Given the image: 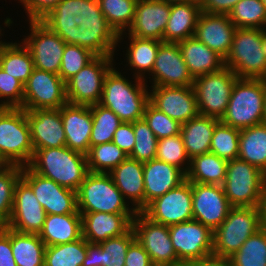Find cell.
Listing matches in <instances>:
<instances>
[{"mask_svg": "<svg viewBox=\"0 0 266 266\" xmlns=\"http://www.w3.org/2000/svg\"><path fill=\"white\" fill-rule=\"evenodd\" d=\"M113 56H96L66 84L67 102L71 104L93 105L100 102L104 80L113 68Z\"/></svg>", "mask_w": 266, "mask_h": 266, "instance_id": "11", "label": "cell"}, {"mask_svg": "<svg viewBox=\"0 0 266 266\" xmlns=\"http://www.w3.org/2000/svg\"><path fill=\"white\" fill-rule=\"evenodd\" d=\"M237 79V75L227 67L194 78L193 88L199 114L220 120L225 114L232 88Z\"/></svg>", "mask_w": 266, "mask_h": 266, "instance_id": "10", "label": "cell"}, {"mask_svg": "<svg viewBox=\"0 0 266 266\" xmlns=\"http://www.w3.org/2000/svg\"><path fill=\"white\" fill-rule=\"evenodd\" d=\"M0 266H17L11 248V229H0Z\"/></svg>", "mask_w": 266, "mask_h": 266, "instance_id": "55", "label": "cell"}, {"mask_svg": "<svg viewBox=\"0 0 266 266\" xmlns=\"http://www.w3.org/2000/svg\"><path fill=\"white\" fill-rule=\"evenodd\" d=\"M135 240L133 229L127 233L109 238L100 244V266H125L129 245Z\"/></svg>", "mask_w": 266, "mask_h": 266, "instance_id": "48", "label": "cell"}, {"mask_svg": "<svg viewBox=\"0 0 266 266\" xmlns=\"http://www.w3.org/2000/svg\"><path fill=\"white\" fill-rule=\"evenodd\" d=\"M109 25L119 35L120 42L126 28L132 24L138 0H97Z\"/></svg>", "mask_w": 266, "mask_h": 266, "instance_id": "38", "label": "cell"}, {"mask_svg": "<svg viewBox=\"0 0 266 266\" xmlns=\"http://www.w3.org/2000/svg\"><path fill=\"white\" fill-rule=\"evenodd\" d=\"M263 123L266 124V90H265V100H264Z\"/></svg>", "mask_w": 266, "mask_h": 266, "instance_id": "62", "label": "cell"}, {"mask_svg": "<svg viewBox=\"0 0 266 266\" xmlns=\"http://www.w3.org/2000/svg\"><path fill=\"white\" fill-rule=\"evenodd\" d=\"M228 16L237 28L266 27V6L262 0H240Z\"/></svg>", "mask_w": 266, "mask_h": 266, "instance_id": "44", "label": "cell"}, {"mask_svg": "<svg viewBox=\"0 0 266 266\" xmlns=\"http://www.w3.org/2000/svg\"><path fill=\"white\" fill-rule=\"evenodd\" d=\"M237 27L226 14L201 12L194 36L224 59L228 56Z\"/></svg>", "mask_w": 266, "mask_h": 266, "instance_id": "24", "label": "cell"}, {"mask_svg": "<svg viewBox=\"0 0 266 266\" xmlns=\"http://www.w3.org/2000/svg\"><path fill=\"white\" fill-rule=\"evenodd\" d=\"M182 266H231L229 259L210 255L203 259L192 260Z\"/></svg>", "mask_w": 266, "mask_h": 266, "instance_id": "57", "label": "cell"}, {"mask_svg": "<svg viewBox=\"0 0 266 266\" xmlns=\"http://www.w3.org/2000/svg\"><path fill=\"white\" fill-rule=\"evenodd\" d=\"M46 216L47 213L32 188L21 178L15 187L13 208L7 227L20 233L39 234Z\"/></svg>", "mask_w": 266, "mask_h": 266, "instance_id": "19", "label": "cell"}, {"mask_svg": "<svg viewBox=\"0 0 266 266\" xmlns=\"http://www.w3.org/2000/svg\"><path fill=\"white\" fill-rule=\"evenodd\" d=\"M82 237L89 243H101L127 233L132 228L136 214H115L105 212L80 213Z\"/></svg>", "mask_w": 266, "mask_h": 266, "instance_id": "26", "label": "cell"}, {"mask_svg": "<svg viewBox=\"0 0 266 266\" xmlns=\"http://www.w3.org/2000/svg\"><path fill=\"white\" fill-rule=\"evenodd\" d=\"M265 90L266 79L238 78L220 121L237 129L262 124Z\"/></svg>", "mask_w": 266, "mask_h": 266, "instance_id": "4", "label": "cell"}, {"mask_svg": "<svg viewBox=\"0 0 266 266\" xmlns=\"http://www.w3.org/2000/svg\"><path fill=\"white\" fill-rule=\"evenodd\" d=\"M40 21L66 44L86 48L96 56H114L119 35L97 0H60Z\"/></svg>", "mask_w": 266, "mask_h": 266, "instance_id": "1", "label": "cell"}, {"mask_svg": "<svg viewBox=\"0 0 266 266\" xmlns=\"http://www.w3.org/2000/svg\"><path fill=\"white\" fill-rule=\"evenodd\" d=\"M262 53L266 54V28L260 31Z\"/></svg>", "mask_w": 266, "mask_h": 266, "instance_id": "60", "label": "cell"}, {"mask_svg": "<svg viewBox=\"0 0 266 266\" xmlns=\"http://www.w3.org/2000/svg\"><path fill=\"white\" fill-rule=\"evenodd\" d=\"M27 166L39 175L74 191L78 190L89 173L87 156L66 146L34 150Z\"/></svg>", "mask_w": 266, "mask_h": 266, "instance_id": "2", "label": "cell"}, {"mask_svg": "<svg viewBox=\"0 0 266 266\" xmlns=\"http://www.w3.org/2000/svg\"><path fill=\"white\" fill-rule=\"evenodd\" d=\"M61 118L66 137V147L87 155L93 125L89 105L66 103L61 107Z\"/></svg>", "mask_w": 266, "mask_h": 266, "instance_id": "25", "label": "cell"}, {"mask_svg": "<svg viewBox=\"0 0 266 266\" xmlns=\"http://www.w3.org/2000/svg\"><path fill=\"white\" fill-rule=\"evenodd\" d=\"M112 142L129 156L135 144L133 123L122 122L114 132Z\"/></svg>", "mask_w": 266, "mask_h": 266, "instance_id": "53", "label": "cell"}, {"mask_svg": "<svg viewBox=\"0 0 266 266\" xmlns=\"http://www.w3.org/2000/svg\"><path fill=\"white\" fill-rule=\"evenodd\" d=\"M125 266H155L149 254L135 239L130 245L125 257Z\"/></svg>", "mask_w": 266, "mask_h": 266, "instance_id": "54", "label": "cell"}, {"mask_svg": "<svg viewBox=\"0 0 266 266\" xmlns=\"http://www.w3.org/2000/svg\"><path fill=\"white\" fill-rule=\"evenodd\" d=\"M219 121L217 118L199 114L182 124L180 135L190 159L210 152L214 128Z\"/></svg>", "mask_w": 266, "mask_h": 266, "instance_id": "32", "label": "cell"}, {"mask_svg": "<svg viewBox=\"0 0 266 266\" xmlns=\"http://www.w3.org/2000/svg\"><path fill=\"white\" fill-rule=\"evenodd\" d=\"M27 11L29 21H40L60 0H19Z\"/></svg>", "mask_w": 266, "mask_h": 266, "instance_id": "52", "label": "cell"}, {"mask_svg": "<svg viewBox=\"0 0 266 266\" xmlns=\"http://www.w3.org/2000/svg\"><path fill=\"white\" fill-rule=\"evenodd\" d=\"M90 108L93 118L90 147L112 142L114 132L122 121L112 110L99 103L90 105Z\"/></svg>", "mask_w": 266, "mask_h": 266, "instance_id": "40", "label": "cell"}, {"mask_svg": "<svg viewBox=\"0 0 266 266\" xmlns=\"http://www.w3.org/2000/svg\"><path fill=\"white\" fill-rule=\"evenodd\" d=\"M178 45L193 78L217 72L225 67V59L195 36L178 42Z\"/></svg>", "mask_w": 266, "mask_h": 266, "instance_id": "29", "label": "cell"}, {"mask_svg": "<svg viewBox=\"0 0 266 266\" xmlns=\"http://www.w3.org/2000/svg\"><path fill=\"white\" fill-rule=\"evenodd\" d=\"M130 45L126 53L128 64L135 70L136 78L146 80L144 77L153 70L156 54L163 41L155 39H141L134 36H128ZM137 71V72H136ZM144 71V72H143ZM149 72V73H148Z\"/></svg>", "mask_w": 266, "mask_h": 266, "instance_id": "37", "label": "cell"}, {"mask_svg": "<svg viewBox=\"0 0 266 266\" xmlns=\"http://www.w3.org/2000/svg\"><path fill=\"white\" fill-rule=\"evenodd\" d=\"M238 158L266 174V124L240 129Z\"/></svg>", "mask_w": 266, "mask_h": 266, "instance_id": "34", "label": "cell"}, {"mask_svg": "<svg viewBox=\"0 0 266 266\" xmlns=\"http://www.w3.org/2000/svg\"><path fill=\"white\" fill-rule=\"evenodd\" d=\"M67 103L66 84L54 73L34 68L24 84L22 109H60Z\"/></svg>", "mask_w": 266, "mask_h": 266, "instance_id": "13", "label": "cell"}, {"mask_svg": "<svg viewBox=\"0 0 266 266\" xmlns=\"http://www.w3.org/2000/svg\"><path fill=\"white\" fill-rule=\"evenodd\" d=\"M143 119L158 139L180 134L182 124L159 111L150 102L146 105Z\"/></svg>", "mask_w": 266, "mask_h": 266, "instance_id": "50", "label": "cell"}, {"mask_svg": "<svg viewBox=\"0 0 266 266\" xmlns=\"http://www.w3.org/2000/svg\"><path fill=\"white\" fill-rule=\"evenodd\" d=\"M135 144L132 153L128 156L131 159L142 163L155 159L158 138L148 127L144 119L133 122Z\"/></svg>", "mask_w": 266, "mask_h": 266, "instance_id": "46", "label": "cell"}, {"mask_svg": "<svg viewBox=\"0 0 266 266\" xmlns=\"http://www.w3.org/2000/svg\"><path fill=\"white\" fill-rule=\"evenodd\" d=\"M169 4H174V3H185V2H190V1H199V0H160Z\"/></svg>", "mask_w": 266, "mask_h": 266, "instance_id": "61", "label": "cell"}, {"mask_svg": "<svg viewBox=\"0 0 266 266\" xmlns=\"http://www.w3.org/2000/svg\"><path fill=\"white\" fill-rule=\"evenodd\" d=\"M95 57L96 55L86 48L66 44L61 60L59 76L66 82Z\"/></svg>", "mask_w": 266, "mask_h": 266, "instance_id": "49", "label": "cell"}, {"mask_svg": "<svg viewBox=\"0 0 266 266\" xmlns=\"http://www.w3.org/2000/svg\"><path fill=\"white\" fill-rule=\"evenodd\" d=\"M135 239L147 251L155 266H182L172 246L169 228L137 212L132 220Z\"/></svg>", "mask_w": 266, "mask_h": 266, "instance_id": "12", "label": "cell"}, {"mask_svg": "<svg viewBox=\"0 0 266 266\" xmlns=\"http://www.w3.org/2000/svg\"><path fill=\"white\" fill-rule=\"evenodd\" d=\"M34 150L66 146L60 109L26 110Z\"/></svg>", "mask_w": 266, "mask_h": 266, "instance_id": "23", "label": "cell"}, {"mask_svg": "<svg viewBox=\"0 0 266 266\" xmlns=\"http://www.w3.org/2000/svg\"><path fill=\"white\" fill-rule=\"evenodd\" d=\"M155 159L174 165L185 174H187L190 167V158L186 153L180 134L158 139Z\"/></svg>", "mask_w": 266, "mask_h": 266, "instance_id": "47", "label": "cell"}, {"mask_svg": "<svg viewBox=\"0 0 266 266\" xmlns=\"http://www.w3.org/2000/svg\"><path fill=\"white\" fill-rule=\"evenodd\" d=\"M0 67L25 84L34 70V62L23 42L19 44L2 41L0 43Z\"/></svg>", "mask_w": 266, "mask_h": 266, "instance_id": "35", "label": "cell"}, {"mask_svg": "<svg viewBox=\"0 0 266 266\" xmlns=\"http://www.w3.org/2000/svg\"><path fill=\"white\" fill-rule=\"evenodd\" d=\"M8 164L0 156V168L7 166Z\"/></svg>", "mask_w": 266, "mask_h": 266, "instance_id": "63", "label": "cell"}, {"mask_svg": "<svg viewBox=\"0 0 266 266\" xmlns=\"http://www.w3.org/2000/svg\"><path fill=\"white\" fill-rule=\"evenodd\" d=\"M240 129L219 121L211 139L210 152L221 159L231 161L238 158Z\"/></svg>", "mask_w": 266, "mask_h": 266, "instance_id": "45", "label": "cell"}, {"mask_svg": "<svg viewBox=\"0 0 266 266\" xmlns=\"http://www.w3.org/2000/svg\"><path fill=\"white\" fill-rule=\"evenodd\" d=\"M240 0H199L201 12L228 15Z\"/></svg>", "mask_w": 266, "mask_h": 266, "instance_id": "56", "label": "cell"}, {"mask_svg": "<svg viewBox=\"0 0 266 266\" xmlns=\"http://www.w3.org/2000/svg\"><path fill=\"white\" fill-rule=\"evenodd\" d=\"M22 179L32 188L47 215L79 213L76 191L39 175L28 166L22 167Z\"/></svg>", "mask_w": 266, "mask_h": 266, "instance_id": "17", "label": "cell"}, {"mask_svg": "<svg viewBox=\"0 0 266 266\" xmlns=\"http://www.w3.org/2000/svg\"><path fill=\"white\" fill-rule=\"evenodd\" d=\"M262 2L264 3V5L266 6V0H262Z\"/></svg>", "mask_w": 266, "mask_h": 266, "instance_id": "64", "label": "cell"}, {"mask_svg": "<svg viewBox=\"0 0 266 266\" xmlns=\"http://www.w3.org/2000/svg\"><path fill=\"white\" fill-rule=\"evenodd\" d=\"M149 102L159 111L181 124L199 115L196 94L192 87L151 86Z\"/></svg>", "mask_w": 266, "mask_h": 266, "instance_id": "20", "label": "cell"}, {"mask_svg": "<svg viewBox=\"0 0 266 266\" xmlns=\"http://www.w3.org/2000/svg\"><path fill=\"white\" fill-rule=\"evenodd\" d=\"M229 261L231 266H266V230L250 236Z\"/></svg>", "mask_w": 266, "mask_h": 266, "instance_id": "42", "label": "cell"}, {"mask_svg": "<svg viewBox=\"0 0 266 266\" xmlns=\"http://www.w3.org/2000/svg\"><path fill=\"white\" fill-rule=\"evenodd\" d=\"M135 78V84L112 68L105 77L100 105L112 110L122 122L133 123L143 119L149 92L144 80Z\"/></svg>", "mask_w": 266, "mask_h": 266, "instance_id": "3", "label": "cell"}, {"mask_svg": "<svg viewBox=\"0 0 266 266\" xmlns=\"http://www.w3.org/2000/svg\"><path fill=\"white\" fill-rule=\"evenodd\" d=\"M142 212L152 221L166 226L193 220L192 183L186 179L155 198Z\"/></svg>", "mask_w": 266, "mask_h": 266, "instance_id": "15", "label": "cell"}, {"mask_svg": "<svg viewBox=\"0 0 266 266\" xmlns=\"http://www.w3.org/2000/svg\"><path fill=\"white\" fill-rule=\"evenodd\" d=\"M22 178V166L0 168V229L7 226L13 208L15 187Z\"/></svg>", "mask_w": 266, "mask_h": 266, "instance_id": "43", "label": "cell"}, {"mask_svg": "<svg viewBox=\"0 0 266 266\" xmlns=\"http://www.w3.org/2000/svg\"><path fill=\"white\" fill-rule=\"evenodd\" d=\"M109 175L125 200L132 201L133 209L142 212L145 209L143 163L127 157Z\"/></svg>", "mask_w": 266, "mask_h": 266, "instance_id": "28", "label": "cell"}, {"mask_svg": "<svg viewBox=\"0 0 266 266\" xmlns=\"http://www.w3.org/2000/svg\"><path fill=\"white\" fill-rule=\"evenodd\" d=\"M170 16V4L160 0H138L129 36L163 41Z\"/></svg>", "mask_w": 266, "mask_h": 266, "instance_id": "22", "label": "cell"}, {"mask_svg": "<svg viewBox=\"0 0 266 266\" xmlns=\"http://www.w3.org/2000/svg\"><path fill=\"white\" fill-rule=\"evenodd\" d=\"M172 246L184 264L206 258L213 253V231L196 220L168 226Z\"/></svg>", "mask_w": 266, "mask_h": 266, "instance_id": "14", "label": "cell"}, {"mask_svg": "<svg viewBox=\"0 0 266 266\" xmlns=\"http://www.w3.org/2000/svg\"><path fill=\"white\" fill-rule=\"evenodd\" d=\"M200 13L199 1L170 4V16L163 42L178 43L194 36Z\"/></svg>", "mask_w": 266, "mask_h": 266, "instance_id": "30", "label": "cell"}, {"mask_svg": "<svg viewBox=\"0 0 266 266\" xmlns=\"http://www.w3.org/2000/svg\"><path fill=\"white\" fill-rule=\"evenodd\" d=\"M145 208L155 198L176 188L186 180V174L178 167L157 159L143 163Z\"/></svg>", "mask_w": 266, "mask_h": 266, "instance_id": "27", "label": "cell"}, {"mask_svg": "<svg viewBox=\"0 0 266 266\" xmlns=\"http://www.w3.org/2000/svg\"><path fill=\"white\" fill-rule=\"evenodd\" d=\"M192 208L193 220L214 231L226 219L232 206L222 186L192 183Z\"/></svg>", "mask_w": 266, "mask_h": 266, "instance_id": "18", "label": "cell"}, {"mask_svg": "<svg viewBox=\"0 0 266 266\" xmlns=\"http://www.w3.org/2000/svg\"><path fill=\"white\" fill-rule=\"evenodd\" d=\"M11 248L17 266H44L46 246L39 234L11 229Z\"/></svg>", "mask_w": 266, "mask_h": 266, "instance_id": "36", "label": "cell"}, {"mask_svg": "<svg viewBox=\"0 0 266 266\" xmlns=\"http://www.w3.org/2000/svg\"><path fill=\"white\" fill-rule=\"evenodd\" d=\"M23 96L24 84L0 67V107L22 108Z\"/></svg>", "mask_w": 266, "mask_h": 266, "instance_id": "51", "label": "cell"}, {"mask_svg": "<svg viewBox=\"0 0 266 266\" xmlns=\"http://www.w3.org/2000/svg\"><path fill=\"white\" fill-rule=\"evenodd\" d=\"M86 251L82 266H100V244L86 241Z\"/></svg>", "mask_w": 266, "mask_h": 266, "instance_id": "58", "label": "cell"}, {"mask_svg": "<svg viewBox=\"0 0 266 266\" xmlns=\"http://www.w3.org/2000/svg\"><path fill=\"white\" fill-rule=\"evenodd\" d=\"M266 174L239 158L228 161L222 184L232 207H259Z\"/></svg>", "mask_w": 266, "mask_h": 266, "instance_id": "8", "label": "cell"}, {"mask_svg": "<svg viewBox=\"0 0 266 266\" xmlns=\"http://www.w3.org/2000/svg\"><path fill=\"white\" fill-rule=\"evenodd\" d=\"M150 75L154 82L152 86L192 87L194 82L178 43L163 42L159 46Z\"/></svg>", "mask_w": 266, "mask_h": 266, "instance_id": "21", "label": "cell"}, {"mask_svg": "<svg viewBox=\"0 0 266 266\" xmlns=\"http://www.w3.org/2000/svg\"><path fill=\"white\" fill-rule=\"evenodd\" d=\"M34 148L26 110L0 107V156L8 165L27 166Z\"/></svg>", "mask_w": 266, "mask_h": 266, "instance_id": "5", "label": "cell"}, {"mask_svg": "<svg viewBox=\"0 0 266 266\" xmlns=\"http://www.w3.org/2000/svg\"><path fill=\"white\" fill-rule=\"evenodd\" d=\"M257 28H237L225 67L238 78L266 79V54L262 53L260 31Z\"/></svg>", "mask_w": 266, "mask_h": 266, "instance_id": "9", "label": "cell"}, {"mask_svg": "<svg viewBox=\"0 0 266 266\" xmlns=\"http://www.w3.org/2000/svg\"><path fill=\"white\" fill-rule=\"evenodd\" d=\"M227 163L212 152L194 156L190 159L186 179L191 183L222 186L226 178Z\"/></svg>", "mask_w": 266, "mask_h": 266, "instance_id": "33", "label": "cell"}, {"mask_svg": "<svg viewBox=\"0 0 266 266\" xmlns=\"http://www.w3.org/2000/svg\"><path fill=\"white\" fill-rule=\"evenodd\" d=\"M260 208L261 228L266 230V181L263 187Z\"/></svg>", "mask_w": 266, "mask_h": 266, "instance_id": "59", "label": "cell"}, {"mask_svg": "<svg viewBox=\"0 0 266 266\" xmlns=\"http://www.w3.org/2000/svg\"><path fill=\"white\" fill-rule=\"evenodd\" d=\"M30 34L23 39L29 50L34 68L59 75L66 42L41 21H29Z\"/></svg>", "mask_w": 266, "mask_h": 266, "instance_id": "16", "label": "cell"}, {"mask_svg": "<svg viewBox=\"0 0 266 266\" xmlns=\"http://www.w3.org/2000/svg\"><path fill=\"white\" fill-rule=\"evenodd\" d=\"M86 253L83 237L73 242L47 246L44 266H82Z\"/></svg>", "mask_w": 266, "mask_h": 266, "instance_id": "39", "label": "cell"}, {"mask_svg": "<svg viewBox=\"0 0 266 266\" xmlns=\"http://www.w3.org/2000/svg\"><path fill=\"white\" fill-rule=\"evenodd\" d=\"M76 194L79 213H137L133 208H129L109 174L89 172Z\"/></svg>", "mask_w": 266, "mask_h": 266, "instance_id": "7", "label": "cell"}, {"mask_svg": "<svg viewBox=\"0 0 266 266\" xmlns=\"http://www.w3.org/2000/svg\"><path fill=\"white\" fill-rule=\"evenodd\" d=\"M260 229L259 207H232L226 219L213 231L212 255L229 259Z\"/></svg>", "mask_w": 266, "mask_h": 266, "instance_id": "6", "label": "cell"}, {"mask_svg": "<svg viewBox=\"0 0 266 266\" xmlns=\"http://www.w3.org/2000/svg\"><path fill=\"white\" fill-rule=\"evenodd\" d=\"M40 239L45 246L65 244L82 238V219L80 213L48 214Z\"/></svg>", "mask_w": 266, "mask_h": 266, "instance_id": "31", "label": "cell"}, {"mask_svg": "<svg viewBox=\"0 0 266 266\" xmlns=\"http://www.w3.org/2000/svg\"><path fill=\"white\" fill-rule=\"evenodd\" d=\"M86 156L89 172L105 174H109L128 157L113 142L91 146Z\"/></svg>", "mask_w": 266, "mask_h": 266, "instance_id": "41", "label": "cell"}]
</instances>
